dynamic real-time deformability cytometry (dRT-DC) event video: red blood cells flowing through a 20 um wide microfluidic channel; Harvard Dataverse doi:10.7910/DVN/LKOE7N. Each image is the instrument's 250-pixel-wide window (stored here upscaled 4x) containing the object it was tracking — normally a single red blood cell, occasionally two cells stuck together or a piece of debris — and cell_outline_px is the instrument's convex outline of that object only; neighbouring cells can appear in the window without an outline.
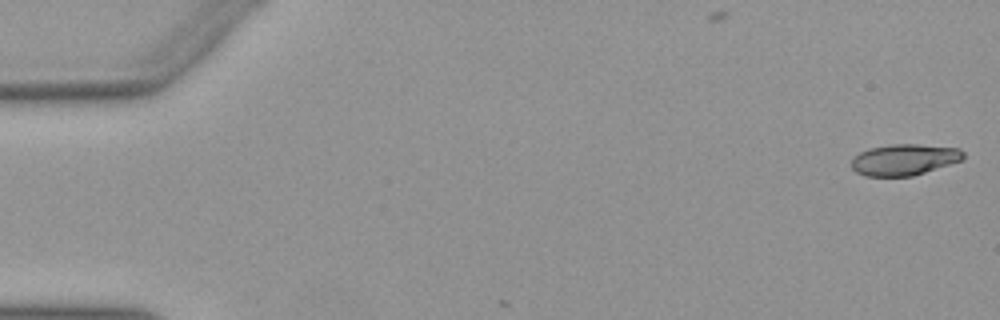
{"species": "Egyptian fruit bat (a non-hibernating species)", "species_latin": "Rousettus aegyptiacus", "temperature_condition": "warm", "stored_images_in_passage": 52, "camera_frame_rate_fps": 3000, "um_per_image_px": 0.085, "animal": {"sex": "female"}, "frame": {"image": 1, "passage_image": 1, "time_ms": 0.0, "image_size_px": [1000, 320], "cell_outline_px": [[964, 160], [912, 176], [864, 176], [856, 172], [852, 168], [852, 160], [860, 152], [868, 148], [892, 144], [916, 144], [960, 148], [964, 152]], "centroid_in_image_um": [76.88, 13.57], "position_along_channel_um": 8.1, "area_um2": 20.4}}
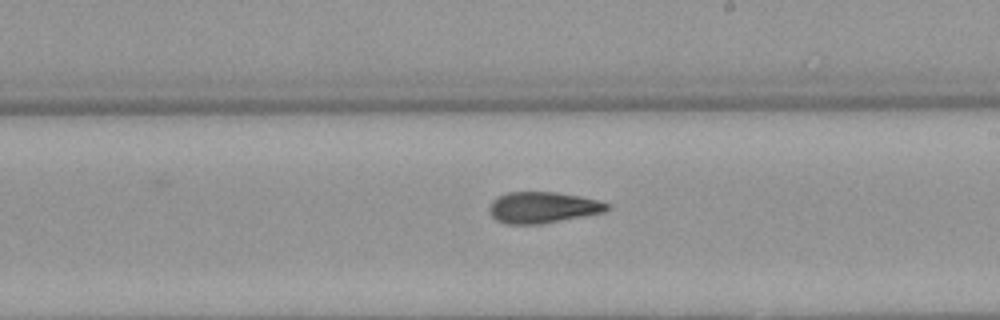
{"frame": {"image": 2, "passage_image": 30, "time_ms": 9.667, "image_size_px": [1000, 320], "cell_outline_px": [[608, 208], [604, 212], [540, 224], [504, 224], [496, 220], [488, 212], [488, 204], [496, 196], [508, 192], [556, 192], [580, 196], [596, 200], [608, 204]], "centroid_in_image_um": [46.04, 17.63], "position_along_channel_um": 243.0, "area_um2": 21.44}}
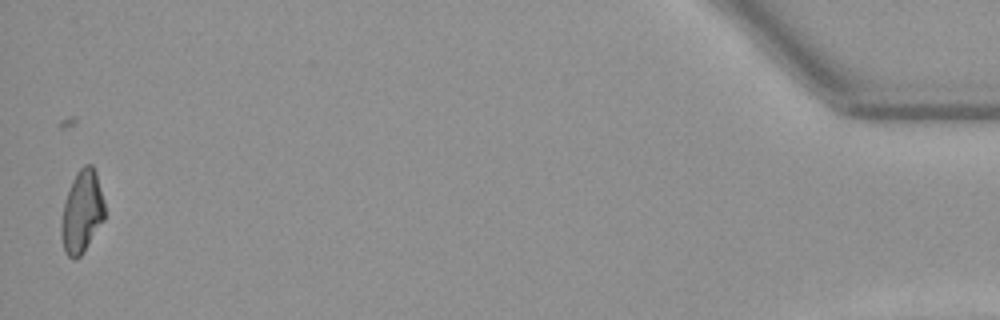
{"frame": {"image": 3, "passage_image": 51, "time_ms": 16.667, "image_size_px": [1000, 320], "cell_outline_px": [[104, 220], [84, 252], [76, 260], [72, 260], [64, 252], [60, 236], [60, 224], [64, 204], [72, 180], [76, 172], [84, 164], [92, 164], [96, 172], [104, 200]], "centroid_in_image_um": [6.95, 18.04], "position_along_channel_um": 428.3, "area_um2": 21.1}, "authors_computed_cell_mechanics": {"area_um2": 21.3571, "velocity_mm_per_s": 3.9622, "shape_relaxation_time_tau1_ms": null, "shape_relaxation_time_tau2_ms": 3.6057, "deformation_change_tau1": null, "deformation_change_tau2": 0.1091}}